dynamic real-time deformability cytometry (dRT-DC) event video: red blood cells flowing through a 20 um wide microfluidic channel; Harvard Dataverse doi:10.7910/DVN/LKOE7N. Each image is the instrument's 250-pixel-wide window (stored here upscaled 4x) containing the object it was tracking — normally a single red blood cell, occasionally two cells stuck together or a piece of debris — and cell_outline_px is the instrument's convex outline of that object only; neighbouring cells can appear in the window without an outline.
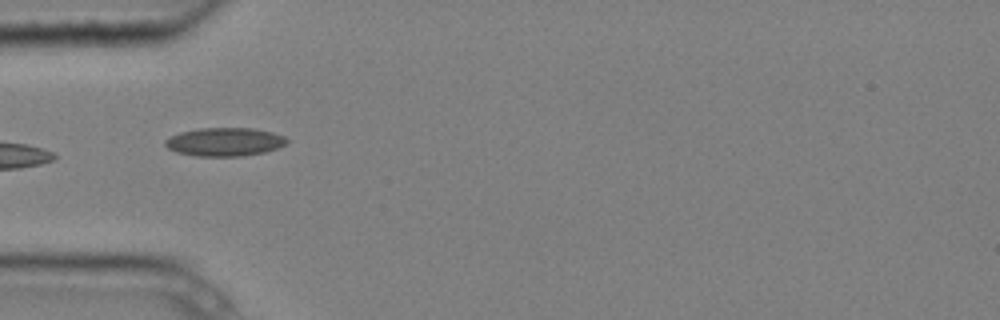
{"species": "common noctule bat (a hibernating species)", "species_latin": "Nyctalus noctula", "temperature_condition": "cold", "stored_images_in_passage": 6, "camera_frame_rate_fps": 3000, "um_per_image_px": 0.085, "animal": {"sex": "male", "body_mass_g": 20.4}, "frame": {"image": 1, "passage_image": 4, "time_ms": 1.0, "image_size_px": [1000, 320], "cell_outline_px": [[288, 140], [284, 144], [276, 148], [264, 152], [240, 156], [196, 156], [176, 152], [168, 148], [164, 144], [164, 140], [180, 132], [200, 128], [252, 128], [272, 132], [284, 136]], "centroid_in_image_um": [19.06, 12.05], "position_along_channel_um": 65.9, "area_um2": 20.0}}
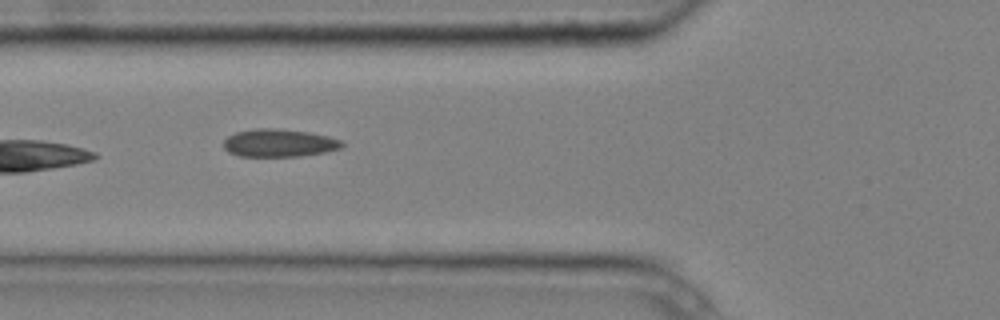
{"frame": {"image": 2, "passage_image": 5, "time_ms": 1.333, "image_size_px": [1000, 320], "cell_outline_px": [[344, 144], [340, 148], [324, 152], [300, 156], [240, 156], [228, 152], [224, 148], [224, 140], [228, 136], [236, 132], [256, 128], [276, 128], [308, 132], [328, 136], [340, 140]], "centroid_in_image_um": [23.7, 12.15], "position_along_channel_um": 102.1, "area_um2": 19.07}}
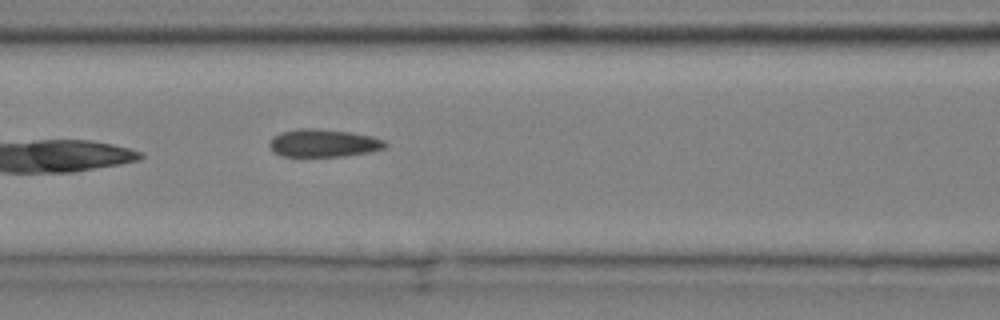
{"frame": {"image": 3, "passage_image": 6, "time_ms": 1.667, "image_size_px": [1000, 320], "cell_outline_px": [[388, 144], [384, 148], [368, 152], [344, 156], [280, 156], [272, 152], [268, 144], [276, 136], [284, 132], [300, 128], [316, 128], [348, 132], [372, 136], [384, 140]], "centroid_in_image_um": [27.5, 12.17], "position_along_channel_um": 139.1, "area_um2": 18.55}}